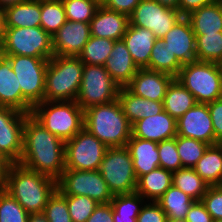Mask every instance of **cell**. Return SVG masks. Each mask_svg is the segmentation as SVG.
<instances>
[{
  "label": "cell",
  "mask_w": 222,
  "mask_h": 222,
  "mask_svg": "<svg viewBox=\"0 0 222 222\" xmlns=\"http://www.w3.org/2000/svg\"><path fill=\"white\" fill-rule=\"evenodd\" d=\"M18 163L57 181L65 170V142L28 114L24 125L23 153Z\"/></svg>",
  "instance_id": "cell-1"
},
{
  "label": "cell",
  "mask_w": 222,
  "mask_h": 222,
  "mask_svg": "<svg viewBox=\"0 0 222 222\" xmlns=\"http://www.w3.org/2000/svg\"><path fill=\"white\" fill-rule=\"evenodd\" d=\"M57 189V181L13 163L5 190L29 213H43L49 197Z\"/></svg>",
  "instance_id": "cell-2"
},
{
  "label": "cell",
  "mask_w": 222,
  "mask_h": 222,
  "mask_svg": "<svg viewBox=\"0 0 222 222\" xmlns=\"http://www.w3.org/2000/svg\"><path fill=\"white\" fill-rule=\"evenodd\" d=\"M132 125L118 99L84 110V128L109 147H123L132 136Z\"/></svg>",
  "instance_id": "cell-3"
},
{
  "label": "cell",
  "mask_w": 222,
  "mask_h": 222,
  "mask_svg": "<svg viewBox=\"0 0 222 222\" xmlns=\"http://www.w3.org/2000/svg\"><path fill=\"white\" fill-rule=\"evenodd\" d=\"M84 63L79 57L54 55L45 73L44 101H75Z\"/></svg>",
  "instance_id": "cell-4"
},
{
  "label": "cell",
  "mask_w": 222,
  "mask_h": 222,
  "mask_svg": "<svg viewBox=\"0 0 222 222\" xmlns=\"http://www.w3.org/2000/svg\"><path fill=\"white\" fill-rule=\"evenodd\" d=\"M31 115L64 142L84 128V110L76 101H43L32 108Z\"/></svg>",
  "instance_id": "cell-5"
},
{
  "label": "cell",
  "mask_w": 222,
  "mask_h": 222,
  "mask_svg": "<svg viewBox=\"0 0 222 222\" xmlns=\"http://www.w3.org/2000/svg\"><path fill=\"white\" fill-rule=\"evenodd\" d=\"M5 56L15 73L23 95V113L31 114L32 108L44 101L45 73L49 60L23 55Z\"/></svg>",
  "instance_id": "cell-6"
},
{
  "label": "cell",
  "mask_w": 222,
  "mask_h": 222,
  "mask_svg": "<svg viewBox=\"0 0 222 222\" xmlns=\"http://www.w3.org/2000/svg\"><path fill=\"white\" fill-rule=\"evenodd\" d=\"M175 78L197 103L207 104L222 98V79L217 63L194 61L184 64Z\"/></svg>",
  "instance_id": "cell-7"
},
{
  "label": "cell",
  "mask_w": 222,
  "mask_h": 222,
  "mask_svg": "<svg viewBox=\"0 0 222 222\" xmlns=\"http://www.w3.org/2000/svg\"><path fill=\"white\" fill-rule=\"evenodd\" d=\"M0 54L49 60L54 56L52 36L41 26L6 28L0 45Z\"/></svg>",
  "instance_id": "cell-8"
},
{
  "label": "cell",
  "mask_w": 222,
  "mask_h": 222,
  "mask_svg": "<svg viewBox=\"0 0 222 222\" xmlns=\"http://www.w3.org/2000/svg\"><path fill=\"white\" fill-rule=\"evenodd\" d=\"M99 172L113 196L136 191L137 177L126 146L109 147L101 161Z\"/></svg>",
  "instance_id": "cell-9"
},
{
  "label": "cell",
  "mask_w": 222,
  "mask_h": 222,
  "mask_svg": "<svg viewBox=\"0 0 222 222\" xmlns=\"http://www.w3.org/2000/svg\"><path fill=\"white\" fill-rule=\"evenodd\" d=\"M120 86L110 77L104 65L84 64L76 103L83 109L106 104L118 98Z\"/></svg>",
  "instance_id": "cell-10"
},
{
  "label": "cell",
  "mask_w": 222,
  "mask_h": 222,
  "mask_svg": "<svg viewBox=\"0 0 222 222\" xmlns=\"http://www.w3.org/2000/svg\"><path fill=\"white\" fill-rule=\"evenodd\" d=\"M62 195L87 196L99 204L110 203L113 195L99 170L65 169L57 180Z\"/></svg>",
  "instance_id": "cell-11"
},
{
  "label": "cell",
  "mask_w": 222,
  "mask_h": 222,
  "mask_svg": "<svg viewBox=\"0 0 222 222\" xmlns=\"http://www.w3.org/2000/svg\"><path fill=\"white\" fill-rule=\"evenodd\" d=\"M108 147L85 128L65 141V169L99 170Z\"/></svg>",
  "instance_id": "cell-12"
},
{
  "label": "cell",
  "mask_w": 222,
  "mask_h": 222,
  "mask_svg": "<svg viewBox=\"0 0 222 222\" xmlns=\"http://www.w3.org/2000/svg\"><path fill=\"white\" fill-rule=\"evenodd\" d=\"M182 17L179 10L168 8L154 0H141L129 16L130 25L149 29L159 39Z\"/></svg>",
  "instance_id": "cell-13"
},
{
  "label": "cell",
  "mask_w": 222,
  "mask_h": 222,
  "mask_svg": "<svg viewBox=\"0 0 222 222\" xmlns=\"http://www.w3.org/2000/svg\"><path fill=\"white\" fill-rule=\"evenodd\" d=\"M28 114L0 106V154L18 163L23 153L25 118Z\"/></svg>",
  "instance_id": "cell-14"
},
{
  "label": "cell",
  "mask_w": 222,
  "mask_h": 222,
  "mask_svg": "<svg viewBox=\"0 0 222 222\" xmlns=\"http://www.w3.org/2000/svg\"><path fill=\"white\" fill-rule=\"evenodd\" d=\"M177 135L193 138L209 145L219 142L215 139L212 119L207 104L197 103L176 120Z\"/></svg>",
  "instance_id": "cell-15"
},
{
  "label": "cell",
  "mask_w": 222,
  "mask_h": 222,
  "mask_svg": "<svg viewBox=\"0 0 222 222\" xmlns=\"http://www.w3.org/2000/svg\"><path fill=\"white\" fill-rule=\"evenodd\" d=\"M161 39L183 65L197 61L196 36L187 17L182 16Z\"/></svg>",
  "instance_id": "cell-16"
},
{
  "label": "cell",
  "mask_w": 222,
  "mask_h": 222,
  "mask_svg": "<svg viewBox=\"0 0 222 222\" xmlns=\"http://www.w3.org/2000/svg\"><path fill=\"white\" fill-rule=\"evenodd\" d=\"M90 36L89 23L67 20L52 36L54 55L78 57Z\"/></svg>",
  "instance_id": "cell-17"
},
{
  "label": "cell",
  "mask_w": 222,
  "mask_h": 222,
  "mask_svg": "<svg viewBox=\"0 0 222 222\" xmlns=\"http://www.w3.org/2000/svg\"><path fill=\"white\" fill-rule=\"evenodd\" d=\"M173 79L172 75L164 72L139 68L126 87L136 96L163 102L166 90Z\"/></svg>",
  "instance_id": "cell-18"
},
{
  "label": "cell",
  "mask_w": 222,
  "mask_h": 222,
  "mask_svg": "<svg viewBox=\"0 0 222 222\" xmlns=\"http://www.w3.org/2000/svg\"><path fill=\"white\" fill-rule=\"evenodd\" d=\"M132 136L159 143L177 136L176 120L165 110L132 124Z\"/></svg>",
  "instance_id": "cell-19"
},
{
  "label": "cell",
  "mask_w": 222,
  "mask_h": 222,
  "mask_svg": "<svg viewBox=\"0 0 222 222\" xmlns=\"http://www.w3.org/2000/svg\"><path fill=\"white\" fill-rule=\"evenodd\" d=\"M89 24L91 36L119 41L127 31L130 21L129 16L100 5Z\"/></svg>",
  "instance_id": "cell-20"
},
{
  "label": "cell",
  "mask_w": 222,
  "mask_h": 222,
  "mask_svg": "<svg viewBox=\"0 0 222 222\" xmlns=\"http://www.w3.org/2000/svg\"><path fill=\"white\" fill-rule=\"evenodd\" d=\"M104 67L120 87H126L139 70L123 40L114 42Z\"/></svg>",
  "instance_id": "cell-21"
},
{
  "label": "cell",
  "mask_w": 222,
  "mask_h": 222,
  "mask_svg": "<svg viewBox=\"0 0 222 222\" xmlns=\"http://www.w3.org/2000/svg\"><path fill=\"white\" fill-rule=\"evenodd\" d=\"M156 39L149 29L129 24L122 40L138 68L149 69L150 54Z\"/></svg>",
  "instance_id": "cell-22"
},
{
  "label": "cell",
  "mask_w": 222,
  "mask_h": 222,
  "mask_svg": "<svg viewBox=\"0 0 222 222\" xmlns=\"http://www.w3.org/2000/svg\"><path fill=\"white\" fill-rule=\"evenodd\" d=\"M158 143L131 136L127 142V149L130 152L133 168L137 179L160 167Z\"/></svg>",
  "instance_id": "cell-23"
},
{
  "label": "cell",
  "mask_w": 222,
  "mask_h": 222,
  "mask_svg": "<svg viewBox=\"0 0 222 222\" xmlns=\"http://www.w3.org/2000/svg\"><path fill=\"white\" fill-rule=\"evenodd\" d=\"M117 99L131 125L140 119L155 116L164 110L163 102L136 96L127 87H120Z\"/></svg>",
  "instance_id": "cell-24"
},
{
  "label": "cell",
  "mask_w": 222,
  "mask_h": 222,
  "mask_svg": "<svg viewBox=\"0 0 222 222\" xmlns=\"http://www.w3.org/2000/svg\"><path fill=\"white\" fill-rule=\"evenodd\" d=\"M0 106L23 112V95L9 60L0 54Z\"/></svg>",
  "instance_id": "cell-25"
},
{
  "label": "cell",
  "mask_w": 222,
  "mask_h": 222,
  "mask_svg": "<svg viewBox=\"0 0 222 222\" xmlns=\"http://www.w3.org/2000/svg\"><path fill=\"white\" fill-rule=\"evenodd\" d=\"M3 11L6 28L40 26L41 0H25Z\"/></svg>",
  "instance_id": "cell-26"
},
{
  "label": "cell",
  "mask_w": 222,
  "mask_h": 222,
  "mask_svg": "<svg viewBox=\"0 0 222 222\" xmlns=\"http://www.w3.org/2000/svg\"><path fill=\"white\" fill-rule=\"evenodd\" d=\"M173 173L158 167L137 179L136 192L146 201L156 202L172 185Z\"/></svg>",
  "instance_id": "cell-27"
},
{
  "label": "cell",
  "mask_w": 222,
  "mask_h": 222,
  "mask_svg": "<svg viewBox=\"0 0 222 222\" xmlns=\"http://www.w3.org/2000/svg\"><path fill=\"white\" fill-rule=\"evenodd\" d=\"M195 35L222 32V8L218 1L202 6L186 16Z\"/></svg>",
  "instance_id": "cell-28"
},
{
  "label": "cell",
  "mask_w": 222,
  "mask_h": 222,
  "mask_svg": "<svg viewBox=\"0 0 222 222\" xmlns=\"http://www.w3.org/2000/svg\"><path fill=\"white\" fill-rule=\"evenodd\" d=\"M194 170L208 185H222V143L209 145Z\"/></svg>",
  "instance_id": "cell-29"
},
{
  "label": "cell",
  "mask_w": 222,
  "mask_h": 222,
  "mask_svg": "<svg viewBox=\"0 0 222 222\" xmlns=\"http://www.w3.org/2000/svg\"><path fill=\"white\" fill-rule=\"evenodd\" d=\"M196 104L195 97L174 78L166 90L163 101L164 110L175 120H178Z\"/></svg>",
  "instance_id": "cell-30"
},
{
  "label": "cell",
  "mask_w": 222,
  "mask_h": 222,
  "mask_svg": "<svg viewBox=\"0 0 222 222\" xmlns=\"http://www.w3.org/2000/svg\"><path fill=\"white\" fill-rule=\"evenodd\" d=\"M145 202L136 191L113 196L110 204L113 208L114 222H137V216Z\"/></svg>",
  "instance_id": "cell-31"
},
{
  "label": "cell",
  "mask_w": 222,
  "mask_h": 222,
  "mask_svg": "<svg viewBox=\"0 0 222 222\" xmlns=\"http://www.w3.org/2000/svg\"><path fill=\"white\" fill-rule=\"evenodd\" d=\"M169 219H185L193 198L173 185L156 201Z\"/></svg>",
  "instance_id": "cell-32"
},
{
  "label": "cell",
  "mask_w": 222,
  "mask_h": 222,
  "mask_svg": "<svg viewBox=\"0 0 222 222\" xmlns=\"http://www.w3.org/2000/svg\"><path fill=\"white\" fill-rule=\"evenodd\" d=\"M172 185L185 194L189 195L195 201H201L207 193L208 185L194 168H180L172 175Z\"/></svg>",
  "instance_id": "cell-33"
},
{
  "label": "cell",
  "mask_w": 222,
  "mask_h": 222,
  "mask_svg": "<svg viewBox=\"0 0 222 222\" xmlns=\"http://www.w3.org/2000/svg\"><path fill=\"white\" fill-rule=\"evenodd\" d=\"M182 66L176 55H172L167 46H164L163 40L156 39L150 54L149 69L170 74L175 78Z\"/></svg>",
  "instance_id": "cell-34"
},
{
  "label": "cell",
  "mask_w": 222,
  "mask_h": 222,
  "mask_svg": "<svg viewBox=\"0 0 222 222\" xmlns=\"http://www.w3.org/2000/svg\"><path fill=\"white\" fill-rule=\"evenodd\" d=\"M113 40L90 36L78 57L84 64L104 65L110 57Z\"/></svg>",
  "instance_id": "cell-35"
},
{
  "label": "cell",
  "mask_w": 222,
  "mask_h": 222,
  "mask_svg": "<svg viewBox=\"0 0 222 222\" xmlns=\"http://www.w3.org/2000/svg\"><path fill=\"white\" fill-rule=\"evenodd\" d=\"M40 26L51 36L67 21L62 0H41Z\"/></svg>",
  "instance_id": "cell-36"
},
{
  "label": "cell",
  "mask_w": 222,
  "mask_h": 222,
  "mask_svg": "<svg viewBox=\"0 0 222 222\" xmlns=\"http://www.w3.org/2000/svg\"><path fill=\"white\" fill-rule=\"evenodd\" d=\"M195 36L197 61L214 63L222 61V32Z\"/></svg>",
  "instance_id": "cell-37"
},
{
  "label": "cell",
  "mask_w": 222,
  "mask_h": 222,
  "mask_svg": "<svg viewBox=\"0 0 222 222\" xmlns=\"http://www.w3.org/2000/svg\"><path fill=\"white\" fill-rule=\"evenodd\" d=\"M176 145L182 168H194L209 146L203 141L179 135L176 136Z\"/></svg>",
  "instance_id": "cell-38"
},
{
  "label": "cell",
  "mask_w": 222,
  "mask_h": 222,
  "mask_svg": "<svg viewBox=\"0 0 222 222\" xmlns=\"http://www.w3.org/2000/svg\"><path fill=\"white\" fill-rule=\"evenodd\" d=\"M66 18L69 21L90 23L99 4L94 0H62Z\"/></svg>",
  "instance_id": "cell-39"
},
{
  "label": "cell",
  "mask_w": 222,
  "mask_h": 222,
  "mask_svg": "<svg viewBox=\"0 0 222 222\" xmlns=\"http://www.w3.org/2000/svg\"><path fill=\"white\" fill-rule=\"evenodd\" d=\"M29 213L5 189L0 190V222H28Z\"/></svg>",
  "instance_id": "cell-40"
},
{
  "label": "cell",
  "mask_w": 222,
  "mask_h": 222,
  "mask_svg": "<svg viewBox=\"0 0 222 222\" xmlns=\"http://www.w3.org/2000/svg\"><path fill=\"white\" fill-rule=\"evenodd\" d=\"M67 200L68 210L72 222H86L98 206L92 198L79 195H63Z\"/></svg>",
  "instance_id": "cell-41"
},
{
  "label": "cell",
  "mask_w": 222,
  "mask_h": 222,
  "mask_svg": "<svg viewBox=\"0 0 222 222\" xmlns=\"http://www.w3.org/2000/svg\"><path fill=\"white\" fill-rule=\"evenodd\" d=\"M43 214L48 222H72L67 200L57 189L49 197Z\"/></svg>",
  "instance_id": "cell-42"
},
{
  "label": "cell",
  "mask_w": 222,
  "mask_h": 222,
  "mask_svg": "<svg viewBox=\"0 0 222 222\" xmlns=\"http://www.w3.org/2000/svg\"><path fill=\"white\" fill-rule=\"evenodd\" d=\"M157 148L160 167L172 173L182 168V163L177 152L176 137L159 142Z\"/></svg>",
  "instance_id": "cell-43"
},
{
  "label": "cell",
  "mask_w": 222,
  "mask_h": 222,
  "mask_svg": "<svg viewBox=\"0 0 222 222\" xmlns=\"http://www.w3.org/2000/svg\"><path fill=\"white\" fill-rule=\"evenodd\" d=\"M201 201L214 222L222 219V185L210 186Z\"/></svg>",
  "instance_id": "cell-44"
},
{
  "label": "cell",
  "mask_w": 222,
  "mask_h": 222,
  "mask_svg": "<svg viewBox=\"0 0 222 222\" xmlns=\"http://www.w3.org/2000/svg\"><path fill=\"white\" fill-rule=\"evenodd\" d=\"M137 222H167V215L154 201H146L142 206Z\"/></svg>",
  "instance_id": "cell-45"
},
{
  "label": "cell",
  "mask_w": 222,
  "mask_h": 222,
  "mask_svg": "<svg viewBox=\"0 0 222 222\" xmlns=\"http://www.w3.org/2000/svg\"><path fill=\"white\" fill-rule=\"evenodd\" d=\"M214 129L215 139L222 143V98L207 103Z\"/></svg>",
  "instance_id": "cell-46"
},
{
  "label": "cell",
  "mask_w": 222,
  "mask_h": 222,
  "mask_svg": "<svg viewBox=\"0 0 222 222\" xmlns=\"http://www.w3.org/2000/svg\"><path fill=\"white\" fill-rule=\"evenodd\" d=\"M187 222H214L202 201H195L187 212Z\"/></svg>",
  "instance_id": "cell-47"
},
{
  "label": "cell",
  "mask_w": 222,
  "mask_h": 222,
  "mask_svg": "<svg viewBox=\"0 0 222 222\" xmlns=\"http://www.w3.org/2000/svg\"><path fill=\"white\" fill-rule=\"evenodd\" d=\"M141 0H107L103 5L110 10L130 16Z\"/></svg>",
  "instance_id": "cell-48"
},
{
  "label": "cell",
  "mask_w": 222,
  "mask_h": 222,
  "mask_svg": "<svg viewBox=\"0 0 222 222\" xmlns=\"http://www.w3.org/2000/svg\"><path fill=\"white\" fill-rule=\"evenodd\" d=\"M86 222H114L111 204H98Z\"/></svg>",
  "instance_id": "cell-49"
},
{
  "label": "cell",
  "mask_w": 222,
  "mask_h": 222,
  "mask_svg": "<svg viewBox=\"0 0 222 222\" xmlns=\"http://www.w3.org/2000/svg\"><path fill=\"white\" fill-rule=\"evenodd\" d=\"M217 0H179L178 10L182 16L189 15L192 11L216 2Z\"/></svg>",
  "instance_id": "cell-50"
},
{
  "label": "cell",
  "mask_w": 222,
  "mask_h": 222,
  "mask_svg": "<svg viewBox=\"0 0 222 222\" xmlns=\"http://www.w3.org/2000/svg\"><path fill=\"white\" fill-rule=\"evenodd\" d=\"M12 164L13 162L5 155L0 154V190L6 187L8 172Z\"/></svg>",
  "instance_id": "cell-51"
},
{
  "label": "cell",
  "mask_w": 222,
  "mask_h": 222,
  "mask_svg": "<svg viewBox=\"0 0 222 222\" xmlns=\"http://www.w3.org/2000/svg\"><path fill=\"white\" fill-rule=\"evenodd\" d=\"M5 14L4 11L2 9H0V45L4 39V35H5Z\"/></svg>",
  "instance_id": "cell-52"
},
{
  "label": "cell",
  "mask_w": 222,
  "mask_h": 222,
  "mask_svg": "<svg viewBox=\"0 0 222 222\" xmlns=\"http://www.w3.org/2000/svg\"><path fill=\"white\" fill-rule=\"evenodd\" d=\"M158 2L159 4L166 6L168 8H173L178 10V2L179 0H154Z\"/></svg>",
  "instance_id": "cell-53"
},
{
  "label": "cell",
  "mask_w": 222,
  "mask_h": 222,
  "mask_svg": "<svg viewBox=\"0 0 222 222\" xmlns=\"http://www.w3.org/2000/svg\"><path fill=\"white\" fill-rule=\"evenodd\" d=\"M28 222H48L43 213L29 214Z\"/></svg>",
  "instance_id": "cell-54"
},
{
  "label": "cell",
  "mask_w": 222,
  "mask_h": 222,
  "mask_svg": "<svg viewBox=\"0 0 222 222\" xmlns=\"http://www.w3.org/2000/svg\"><path fill=\"white\" fill-rule=\"evenodd\" d=\"M25 0H0V9L4 10L7 7L19 4Z\"/></svg>",
  "instance_id": "cell-55"
},
{
  "label": "cell",
  "mask_w": 222,
  "mask_h": 222,
  "mask_svg": "<svg viewBox=\"0 0 222 222\" xmlns=\"http://www.w3.org/2000/svg\"><path fill=\"white\" fill-rule=\"evenodd\" d=\"M167 222H187L185 219H169L167 218Z\"/></svg>",
  "instance_id": "cell-56"
},
{
  "label": "cell",
  "mask_w": 222,
  "mask_h": 222,
  "mask_svg": "<svg viewBox=\"0 0 222 222\" xmlns=\"http://www.w3.org/2000/svg\"><path fill=\"white\" fill-rule=\"evenodd\" d=\"M94 1L99 5H104L107 2V0H94Z\"/></svg>",
  "instance_id": "cell-57"
},
{
  "label": "cell",
  "mask_w": 222,
  "mask_h": 222,
  "mask_svg": "<svg viewBox=\"0 0 222 222\" xmlns=\"http://www.w3.org/2000/svg\"><path fill=\"white\" fill-rule=\"evenodd\" d=\"M218 64V67H219V70H220V74H221V79H222V61L217 63Z\"/></svg>",
  "instance_id": "cell-58"
},
{
  "label": "cell",
  "mask_w": 222,
  "mask_h": 222,
  "mask_svg": "<svg viewBox=\"0 0 222 222\" xmlns=\"http://www.w3.org/2000/svg\"><path fill=\"white\" fill-rule=\"evenodd\" d=\"M217 1L220 3L221 8H222V0H217Z\"/></svg>",
  "instance_id": "cell-59"
}]
</instances>
